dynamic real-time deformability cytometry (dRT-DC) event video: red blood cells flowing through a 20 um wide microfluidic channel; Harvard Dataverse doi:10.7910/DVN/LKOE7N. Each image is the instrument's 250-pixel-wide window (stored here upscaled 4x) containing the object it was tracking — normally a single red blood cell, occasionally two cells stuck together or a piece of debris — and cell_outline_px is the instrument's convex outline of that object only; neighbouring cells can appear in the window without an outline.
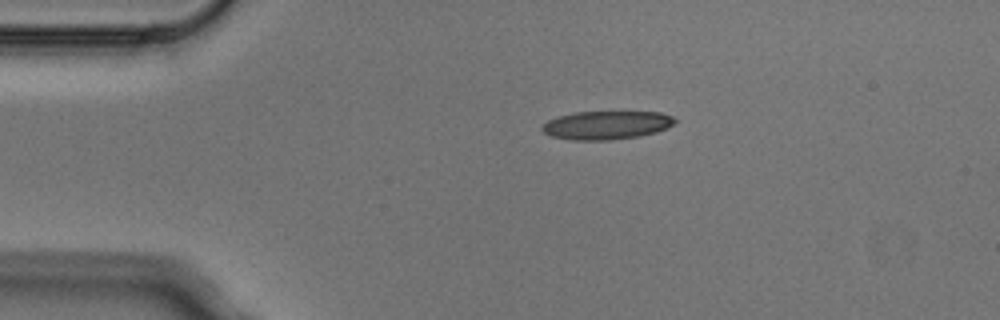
{"species": "Egyptian fruit bat (a non-hibernating species)", "species_latin": "Rousettus aegyptiacus", "temperature_condition": "cold", "stored_images_in_passage": 4, "camera_frame_rate_fps": 3000, "um_per_image_px": 0.085, "animal": {"sex": "male"}, "frame": {"image": 1, "passage_image": 4, "time_ms": 1.0, "image_size_px": [1000, 320], "cell_outline_px": [[676, 124], [668, 128], [656, 132], [640, 136], [608, 140], [572, 140], [552, 136], [544, 132], [540, 128], [548, 120], [560, 116], [576, 112], [660, 112], [672, 116], [676, 120]], "centroid_in_image_um": [51.6, 10.64], "position_along_channel_um": 33.4, "area_um2": 21.96}}